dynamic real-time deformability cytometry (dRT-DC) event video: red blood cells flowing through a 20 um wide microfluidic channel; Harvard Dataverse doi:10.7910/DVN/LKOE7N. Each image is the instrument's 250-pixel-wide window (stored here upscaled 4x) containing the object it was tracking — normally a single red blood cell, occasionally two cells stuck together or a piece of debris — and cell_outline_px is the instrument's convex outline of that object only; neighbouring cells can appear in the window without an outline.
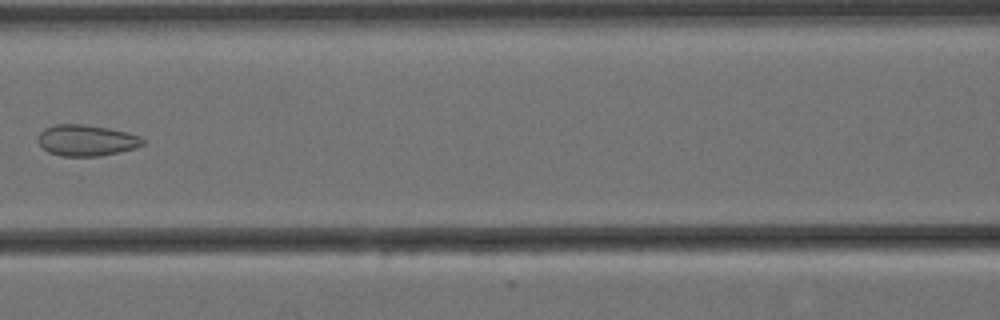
{"species": "Egyptian fruit bat (a non-hibernating species)", "species_latin": "Rousettus aegyptiacus", "temperature_condition": "cold", "stored_images_in_passage": 15, "camera_frame_rate_fps": 3000, "um_per_image_px": 0.085, "animal": {"sex": "female"}, "frame": {"image": 1, "passage_image": 7, "time_ms": 2.0, "image_size_px": [1000, 320], "cell_outline_px": [[144, 144], [136, 148], [100, 156], [64, 156], [48, 152], [36, 140], [36, 136], [44, 128], [56, 124], [84, 124], [108, 128], [128, 132], [140, 136], [144, 140]], "centroid_in_image_um": [7.34, 11.92], "position_along_channel_um": 159.3, "area_um2": 19.13}}
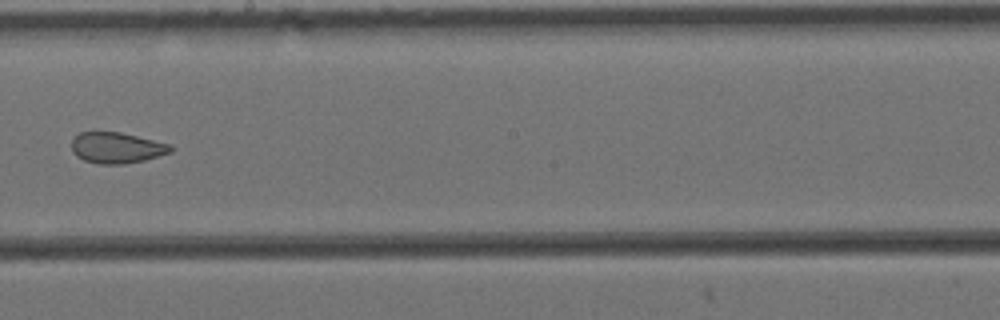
{"frame": {"image": 2, "passage_image": 9, "time_ms": 2.667, "image_size_px": [1000, 320], "cell_outline_px": [[172, 152], [144, 160], [124, 164], [96, 164], [84, 160], [76, 156], [72, 152], [72, 140], [80, 132], [120, 132], [172, 144]], "centroid_in_image_um": [9.92, 12.57], "position_along_channel_um": 238.3, "area_um2": 17.92}}
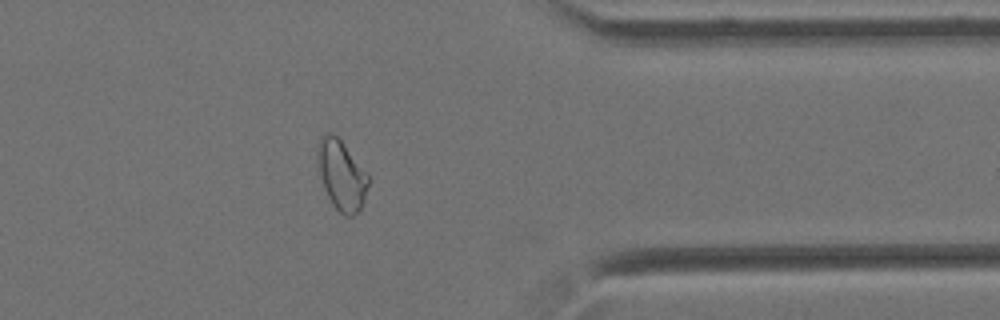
{"frame": {"image": 3, "passage_image": 13, "time_ms": 4.0, "image_size_px": [1000, 320], "cell_outline_px": [[368, 184], [364, 200], [360, 208], [352, 216], [344, 216], [332, 204], [324, 188], [316, 164], [316, 148], [320, 136], [328, 132], [332, 132], [340, 140], [368, 172]], "centroid_in_image_um": [28.99, 14.85], "position_along_channel_um": 382.4, "area_um2": 20.81}}